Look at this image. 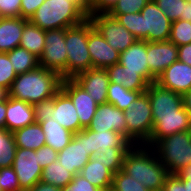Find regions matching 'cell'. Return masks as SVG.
Segmentation results:
<instances>
[{"mask_svg": "<svg viewBox=\"0 0 191 191\" xmlns=\"http://www.w3.org/2000/svg\"><path fill=\"white\" fill-rule=\"evenodd\" d=\"M6 110H7V97L4 100L0 101V129L5 128Z\"/></svg>", "mask_w": 191, "mask_h": 191, "instance_id": "51", "label": "cell"}, {"mask_svg": "<svg viewBox=\"0 0 191 191\" xmlns=\"http://www.w3.org/2000/svg\"><path fill=\"white\" fill-rule=\"evenodd\" d=\"M25 191H62V189L60 187H56L52 184H47L42 181H39L33 187H31L30 189H27Z\"/></svg>", "mask_w": 191, "mask_h": 191, "instance_id": "49", "label": "cell"}, {"mask_svg": "<svg viewBox=\"0 0 191 191\" xmlns=\"http://www.w3.org/2000/svg\"><path fill=\"white\" fill-rule=\"evenodd\" d=\"M150 0H118L108 14H130L141 12Z\"/></svg>", "mask_w": 191, "mask_h": 191, "instance_id": "40", "label": "cell"}, {"mask_svg": "<svg viewBox=\"0 0 191 191\" xmlns=\"http://www.w3.org/2000/svg\"><path fill=\"white\" fill-rule=\"evenodd\" d=\"M12 67L17 75L39 67V58L20 46L7 52Z\"/></svg>", "mask_w": 191, "mask_h": 191, "instance_id": "31", "label": "cell"}, {"mask_svg": "<svg viewBox=\"0 0 191 191\" xmlns=\"http://www.w3.org/2000/svg\"><path fill=\"white\" fill-rule=\"evenodd\" d=\"M0 182L3 191H22L13 167L0 168Z\"/></svg>", "mask_w": 191, "mask_h": 191, "instance_id": "41", "label": "cell"}, {"mask_svg": "<svg viewBox=\"0 0 191 191\" xmlns=\"http://www.w3.org/2000/svg\"><path fill=\"white\" fill-rule=\"evenodd\" d=\"M91 156L85 147V128L73 134L70 143L58 152V161L74 176L88 163Z\"/></svg>", "mask_w": 191, "mask_h": 191, "instance_id": "16", "label": "cell"}, {"mask_svg": "<svg viewBox=\"0 0 191 191\" xmlns=\"http://www.w3.org/2000/svg\"><path fill=\"white\" fill-rule=\"evenodd\" d=\"M16 77L8 54L0 52V86L8 91Z\"/></svg>", "mask_w": 191, "mask_h": 191, "instance_id": "38", "label": "cell"}, {"mask_svg": "<svg viewBox=\"0 0 191 191\" xmlns=\"http://www.w3.org/2000/svg\"><path fill=\"white\" fill-rule=\"evenodd\" d=\"M62 80L58 73L39 66L17 75L8 90V96L33 105L55 96L61 89Z\"/></svg>", "mask_w": 191, "mask_h": 191, "instance_id": "2", "label": "cell"}, {"mask_svg": "<svg viewBox=\"0 0 191 191\" xmlns=\"http://www.w3.org/2000/svg\"><path fill=\"white\" fill-rule=\"evenodd\" d=\"M183 98V107L191 115V89L182 95Z\"/></svg>", "mask_w": 191, "mask_h": 191, "instance_id": "53", "label": "cell"}, {"mask_svg": "<svg viewBox=\"0 0 191 191\" xmlns=\"http://www.w3.org/2000/svg\"><path fill=\"white\" fill-rule=\"evenodd\" d=\"M180 20L191 22V2L184 1V10Z\"/></svg>", "mask_w": 191, "mask_h": 191, "instance_id": "52", "label": "cell"}, {"mask_svg": "<svg viewBox=\"0 0 191 191\" xmlns=\"http://www.w3.org/2000/svg\"><path fill=\"white\" fill-rule=\"evenodd\" d=\"M13 136L17 148L38 150L46 145L45 134L38 123L14 131Z\"/></svg>", "mask_w": 191, "mask_h": 191, "instance_id": "27", "label": "cell"}, {"mask_svg": "<svg viewBox=\"0 0 191 191\" xmlns=\"http://www.w3.org/2000/svg\"><path fill=\"white\" fill-rule=\"evenodd\" d=\"M87 18L88 15L72 0H45L30 21L46 31L66 29Z\"/></svg>", "mask_w": 191, "mask_h": 191, "instance_id": "3", "label": "cell"}, {"mask_svg": "<svg viewBox=\"0 0 191 191\" xmlns=\"http://www.w3.org/2000/svg\"><path fill=\"white\" fill-rule=\"evenodd\" d=\"M163 190L164 191H186V187L184 186V182L182 178H180L177 174H169L166 177Z\"/></svg>", "mask_w": 191, "mask_h": 191, "instance_id": "47", "label": "cell"}, {"mask_svg": "<svg viewBox=\"0 0 191 191\" xmlns=\"http://www.w3.org/2000/svg\"><path fill=\"white\" fill-rule=\"evenodd\" d=\"M142 40L147 42L167 41L171 34L172 21L162 12L154 0L141 10Z\"/></svg>", "mask_w": 191, "mask_h": 191, "instance_id": "10", "label": "cell"}, {"mask_svg": "<svg viewBox=\"0 0 191 191\" xmlns=\"http://www.w3.org/2000/svg\"><path fill=\"white\" fill-rule=\"evenodd\" d=\"M122 171L150 191L163 189L166 177L169 175L154 149L144 144L130 147L124 156Z\"/></svg>", "mask_w": 191, "mask_h": 191, "instance_id": "1", "label": "cell"}, {"mask_svg": "<svg viewBox=\"0 0 191 191\" xmlns=\"http://www.w3.org/2000/svg\"><path fill=\"white\" fill-rule=\"evenodd\" d=\"M21 0H0V17H20Z\"/></svg>", "mask_w": 191, "mask_h": 191, "instance_id": "43", "label": "cell"}, {"mask_svg": "<svg viewBox=\"0 0 191 191\" xmlns=\"http://www.w3.org/2000/svg\"><path fill=\"white\" fill-rule=\"evenodd\" d=\"M133 144L116 131L94 132L85 128V147L92 157L95 152L106 151L108 147H131Z\"/></svg>", "mask_w": 191, "mask_h": 191, "instance_id": "22", "label": "cell"}, {"mask_svg": "<svg viewBox=\"0 0 191 191\" xmlns=\"http://www.w3.org/2000/svg\"><path fill=\"white\" fill-rule=\"evenodd\" d=\"M57 157L58 152L50 146L45 145L38 149V163L42 169H44L49 164L55 162L57 160Z\"/></svg>", "mask_w": 191, "mask_h": 191, "instance_id": "44", "label": "cell"}, {"mask_svg": "<svg viewBox=\"0 0 191 191\" xmlns=\"http://www.w3.org/2000/svg\"><path fill=\"white\" fill-rule=\"evenodd\" d=\"M110 191H150L122 170L114 174Z\"/></svg>", "mask_w": 191, "mask_h": 191, "instance_id": "35", "label": "cell"}, {"mask_svg": "<svg viewBox=\"0 0 191 191\" xmlns=\"http://www.w3.org/2000/svg\"><path fill=\"white\" fill-rule=\"evenodd\" d=\"M45 0H21L20 17L30 20Z\"/></svg>", "mask_w": 191, "mask_h": 191, "instance_id": "45", "label": "cell"}, {"mask_svg": "<svg viewBox=\"0 0 191 191\" xmlns=\"http://www.w3.org/2000/svg\"><path fill=\"white\" fill-rule=\"evenodd\" d=\"M88 45V18L82 23L65 29L67 51V79L92 68Z\"/></svg>", "mask_w": 191, "mask_h": 191, "instance_id": "6", "label": "cell"}, {"mask_svg": "<svg viewBox=\"0 0 191 191\" xmlns=\"http://www.w3.org/2000/svg\"><path fill=\"white\" fill-rule=\"evenodd\" d=\"M24 29L22 17H0V52L7 53L20 46Z\"/></svg>", "mask_w": 191, "mask_h": 191, "instance_id": "24", "label": "cell"}, {"mask_svg": "<svg viewBox=\"0 0 191 191\" xmlns=\"http://www.w3.org/2000/svg\"><path fill=\"white\" fill-rule=\"evenodd\" d=\"M16 150L13 133L5 128L0 129V168L13 165Z\"/></svg>", "mask_w": 191, "mask_h": 191, "instance_id": "34", "label": "cell"}, {"mask_svg": "<svg viewBox=\"0 0 191 191\" xmlns=\"http://www.w3.org/2000/svg\"><path fill=\"white\" fill-rule=\"evenodd\" d=\"M88 51L92 59V68L106 69L119 63L120 53L112 48L88 17Z\"/></svg>", "mask_w": 191, "mask_h": 191, "instance_id": "14", "label": "cell"}, {"mask_svg": "<svg viewBox=\"0 0 191 191\" xmlns=\"http://www.w3.org/2000/svg\"><path fill=\"white\" fill-rule=\"evenodd\" d=\"M156 82L175 93L183 95L191 89V66L176 61L164 70Z\"/></svg>", "mask_w": 191, "mask_h": 191, "instance_id": "21", "label": "cell"}, {"mask_svg": "<svg viewBox=\"0 0 191 191\" xmlns=\"http://www.w3.org/2000/svg\"><path fill=\"white\" fill-rule=\"evenodd\" d=\"M169 40L177 47L191 43V22L185 20L173 21Z\"/></svg>", "mask_w": 191, "mask_h": 191, "instance_id": "36", "label": "cell"}, {"mask_svg": "<svg viewBox=\"0 0 191 191\" xmlns=\"http://www.w3.org/2000/svg\"><path fill=\"white\" fill-rule=\"evenodd\" d=\"M72 1H74L89 16L90 0H72Z\"/></svg>", "mask_w": 191, "mask_h": 191, "instance_id": "54", "label": "cell"}, {"mask_svg": "<svg viewBox=\"0 0 191 191\" xmlns=\"http://www.w3.org/2000/svg\"><path fill=\"white\" fill-rule=\"evenodd\" d=\"M87 129L94 132L116 131L127 138L124 111L111 103L100 104Z\"/></svg>", "mask_w": 191, "mask_h": 191, "instance_id": "17", "label": "cell"}, {"mask_svg": "<svg viewBox=\"0 0 191 191\" xmlns=\"http://www.w3.org/2000/svg\"><path fill=\"white\" fill-rule=\"evenodd\" d=\"M191 130V115L182 107L180 115L153 116V129L150 139L144 144L152 147L163 137Z\"/></svg>", "mask_w": 191, "mask_h": 191, "instance_id": "15", "label": "cell"}, {"mask_svg": "<svg viewBox=\"0 0 191 191\" xmlns=\"http://www.w3.org/2000/svg\"><path fill=\"white\" fill-rule=\"evenodd\" d=\"M45 45V30L24 19V29L21 36L20 47L40 58Z\"/></svg>", "mask_w": 191, "mask_h": 191, "instance_id": "29", "label": "cell"}, {"mask_svg": "<svg viewBox=\"0 0 191 191\" xmlns=\"http://www.w3.org/2000/svg\"><path fill=\"white\" fill-rule=\"evenodd\" d=\"M118 0H90V14L108 13Z\"/></svg>", "mask_w": 191, "mask_h": 191, "instance_id": "46", "label": "cell"}, {"mask_svg": "<svg viewBox=\"0 0 191 191\" xmlns=\"http://www.w3.org/2000/svg\"><path fill=\"white\" fill-rule=\"evenodd\" d=\"M119 63L127 70L138 73L149 83L157 79L150 73L147 61V41L137 40L134 44L120 53Z\"/></svg>", "mask_w": 191, "mask_h": 191, "instance_id": "20", "label": "cell"}, {"mask_svg": "<svg viewBox=\"0 0 191 191\" xmlns=\"http://www.w3.org/2000/svg\"><path fill=\"white\" fill-rule=\"evenodd\" d=\"M184 186L186 187V191H191V183H184Z\"/></svg>", "mask_w": 191, "mask_h": 191, "instance_id": "56", "label": "cell"}, {"mask_svg": "<svg viewBox=\"0 0 191 191\" xmlns=\"http://www.w3.org/2000/svg\"><path fill=\"white\" fill-rule=\"evenodd\" d=\"M35 123L54 120L72 133L80 132V121L70 97L60 89L50 99L33 104Z\"/></svg>", "mask_w": 191, "mask_h": 191, "instance_id": "4", "label": "cell"}, {"mask_svg": "<svg viewBox=\"0 0 191 191\" xmlns=\"http://www.w3.org/2000/svg\"><path fill=\"white\" fill-rule=\"evenodd\" d=\"M184 183H191V164L183 167L176 173Z\"/></svg>", "mask_w": 191, "mask_h": 191, "instance_id": "50", "label": "cell"}, {"mask_svg": "<svg viewBox=\"0 0 191 191\" xmlns=\"http://www.w3.org/2000/svg\"><path fill=\"white\" fill-rule=\"evenodd\" d=\"M39 66L58 73L62 79H67L65 29L45 31V45L39 58Z\"/></svg>", "mask_w": 191, "mask_h": 191, "instance_id": "8", "label": "cell"}, {"mask_svg": "<svg viewBox=\"0 0 191 191\" xmlns=\"http://www.w3.org/2000/svg\"><path fill=\"white\" fill-rule=\"evenodd\" d=\"M40 125L45 134L46 145L52 147L57 152L65 148L73 138L74 133L54 120L41 122Z\"/></svg>", "mask_w": 191, "mask_h": 191, "instance_id": "28", "label": "cell"}, {"mask_svg": "<svg viewBox=\"0 0 191 191\" xmlns=\"http://www.w3.org/2000/svg\"><path fill=\"white\" fill-rule=\"evenodd\" d=\"M152 148L169 174L191 164V130L163 137Z\"/></svg>", "mask_w": 191, "mask_h": 191, "instance_id": "5", "label": "cell"}, {"mask_svg": "<svg viewBox=\"0 0 191 191\" xmlns=\"http://www.w3.org/2000/svg\"><path fill=\"white\" fill-rule=\"evenodd\" d=\"M143 92L146 91H132L126 89L121 84L109 82L107 90V103H111L118 109L125 111L128 110L129 105Z\"/></svg>", "mask_w": 191, "mask_h": 191, "instance_id": "30", "label": "cell"}, {"mask_svg": "<svg viewBox=\"0 0 191 191\" xmlns=\"http://www.w3.org/2000/svg\"><path fill=\"white\" fill-rule=\"evenodd\" d=\"M83 178L102 191H110L114 173L100 160L90 158L79 172Z\"/></svg>", "mask_w": 191, "mask_h": 191, "instance_id": "26", "label": "cell"}, {"mask_svg": "<svg viewBox=\"0 0 191 191\" xmlns=\"http://www.w3.org/2000/svg\"><path fill=\"white\" fill-rule=\"evenodd\" d=\"M8 96V91L0 86V101L4 100Z\"/></svg>", "mask_w": 191, "mask_h": 191, "instance_id": "55", "label": "cell"}, {"mask_svg": "<svg viewBox=\"0 0 191 191\" xmlns=\"http://www.w3.org/2000/svg\"><path fill=\"white\" fill-rule=\"evenodd\" d=\"M109 80L112 83L123 85L132 91H146L149 83L138 73V71L127 70L120 63L106 68Z\"/></svg>", "mask_w": 191, "mask_h": 191, "instance_id": "25", "label": "cell"}, {"mask_svg": "<svg viewBox=\"0 0 191 191\" xmlns=\"http://www.w3.org/2000/svg\"><path fill=\"white\" fill-rule=\"evenodd\" d=\"M38 162V150L17 148L12 167L22 191L30 189L41 181L43 169Z\"/></svg>", "mask_w": 191, "mask_h": 191, "instance_id": "11", "label": "cell"}, {"mask_svg": "<svg viewBox=\"0 0 191 191\" xmlns=\"http://www.w3.org/2000/svg\"><path fill=\"white\" fill-rule=\"evenodd\" d=\"M73 79L92 96L98 105L107 103L110 80L106 69L90 68L79 73Z\"/></svg>", "mask_w": 191, "mask_h": 191, "instance_id": "19", "label": "cell"}, {"mask_svg": "<svg viewBox=\"0 0 191 191\" xmlns=\"http://www.w3.org/2000/svg\"><path fill=\"white\" fill-rule=\"evenodd\" d=\"M127 139L133 144H145L153 129V115L146 92L141 93L124 111Z\"/></svg>", "mask_w": 191, "mask_h": 191, "instance_id": "7", "label": "cell"}, {"mask_svg": "<svg viewBox=\"0 0 191 191\" xmlns=\"http://www.w3.org/2000/svg\"><path fill=\"white\" fill-rule=\"evenodd\" d=\"M73 176L57 159L43 169L41 181L62 189L73 180Z\"/></svg>", "mask_w": 191, "mask_h": 191, "instance_id": "32", "label": "cell"}, {"mask_svg": "<svg viewBox=\"0 0 191 191\" xmlns=\"http://www.w3.org/2000/svg\"><path fill=\"white\" fill-rule=\"evenodd\" d=\"M131 32L138 40H142V14L141 12L130 14H109Z\"/></svg>", "mask_w": 191, "mask_h": 191, "instance_id": "37", "label": "cell"}, {"mask_svg": "<svg viewBox=\"0 0 191 191\" xmlns=\"http://www.w3.org/2000/svg\"><path fill=\"white\" fill-rule=\"evenodd\" d=\"M61 89L70 97L80 121V131L88 128L98 104L74 79H63Z\"/></svg>", "mask_w": 191, "mask_h": 191, "instance_id": "12", "label": "cell"}, {"mask_svg": "<svg viewBox=\"0 0 191 191\" xmlns=\"http://www.w3.org/2000/svg\"><path fill=\"white\" fill-rule=\"evenodd\" d=\"M153 116L180 115L183 107L181 94L175 93L158 84L156 81L149 84L146 90Z\"/></svg>", "mask_w": 191, "mask_h": 191, "instance_id": "13", "label": "cell"}, {"mask_svg": "<svg viewBox=\"0 0 191 191\" xmlns=\"http://www.w3.org/2000/svg\"><path fill=\"white\" fill-rule=\"evenodd\" d=\"M35 123L33 105L7 96L5 129L14 132Z\"/></svg>", "mask_w": 191, "mask_h": 191, "instance_id": "23", "label": "cell"}, {"mask_svg": "<svg viewBox=\"0 0 191 191\" xmlns=\"http://www.w3.org/2000/svg\"><path fill=\"white\" fill-rule=\"evenodd\" d=\"M129 149L130 147H108L106 151L95 152L92 157L103 162L109 170L116 174L122 170L123 159Z\"/></svg>", "mask_w": 191, "mask_h": 191, "instance_id": "33", "label": "cell"}, {"mask_svg": "<svg viewBox=\"0 0 191 191\" xmlns=\"http://www.w3.org/2000/svg\"><path fill=\"white\" fill-rule=\"evenodd\" d=\"M162 12L173 22L180 20L184 10V0H154Z\"/></svg>", "mask_w": 191, "mask_h": 191, "instance_id": "39", "label": "cell"}, {"mask_svg": "<svg viewBox=\"0 0 191 191\" xmlns=\"http://www.w3.org/2000/svg\"><path fill=\"white\" fill-rule=\"evenodd\" d=\"M178 61L191 66V43L178 47Z\"/></svg>", "mask_w": 191, "mask_h": 191, "instance_id": "48", "label": "cell"}, {"mask_svg": "<svg viewBox=\"0 0 191 191\" xmlns=\"http://www.w3.org/2000/svg\"><path fill=\"white\" fill-rule=\"evenodd\" d=\"M62 191H102L101 189L92 185L89 181L81 175L76 174L73 180Z\"/></svg>", "mask_w": 191, "mask_h": 191, "instance_id": "42", "label": "cell"}, {"mask_svg": "<svg viewBox=\"0 0 191 191\" xmlns=\"http://www.w3.org/2000/svg\"><path fill=\"white\" fill-rule=\"evenodd\" d=\"M88 17L107 43L119 53L125 51L138 40L108 13L90 14Z\"/></svg>", "mask_w": 191, "mask_h": 191, "instance_id": "9", "label": "cell"}, {"mask_svg": "<svg viewBox=\"0 0 191 191\" xmlns=\"http://www.w3.org/2000/svg\"><path fill=\"white\" fill-rule=\"evenodd\" d=\"M147 61L150 73L157 79L167 67L178 61V47L170 40L147 42Z\"/></svg>", "mask_w": 191, "mask_h": 191, "instance_id": "18", "label": "cell"}]
</instances>
